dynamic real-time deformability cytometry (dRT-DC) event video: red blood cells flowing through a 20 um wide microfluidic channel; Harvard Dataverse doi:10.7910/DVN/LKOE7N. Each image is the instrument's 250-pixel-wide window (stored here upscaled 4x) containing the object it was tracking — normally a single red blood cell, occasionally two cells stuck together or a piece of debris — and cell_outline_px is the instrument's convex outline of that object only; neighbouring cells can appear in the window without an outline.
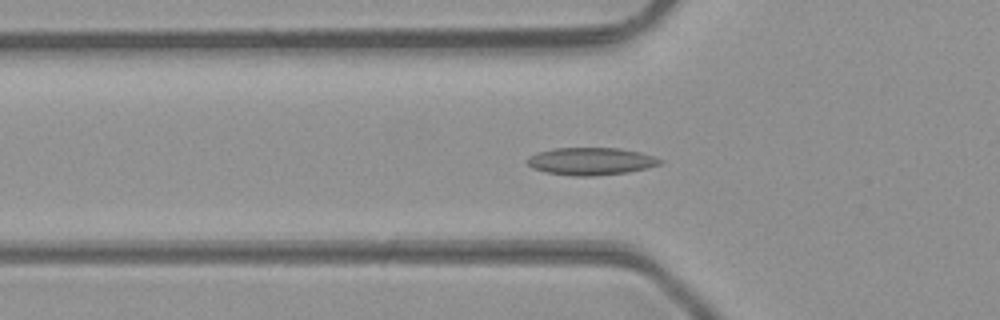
{"species": "common noctule bat (a hibernating species)", "species_latin": "Nyctalus noctula", "temperature_condition": "room temperature", "stored_images_in_passage": 44, "camera_frame_rate_fps": 3000, "um_per_image_px": 0.085, "animal": {"sex": "male", "body_mass_g": 23.1, "forearm_length_mm": 52.7}, "frame": {"image": 1, "passage_image": 12, "time_ms": 3.667, "image_size_px": [1000, 320], "cell_outline_px": [[664, 160], [660, 164], [648, 168], [628, 172], [592, 176], [572, 176], [548, 172], [532, 168], [528, 164], [528, 156], [552, 148], [620, 148], [640, 152]], "centroid_in_image_um": [50.25, 13.7], "position_along_channel_um": 75.6, "area_um2": 21.15}}
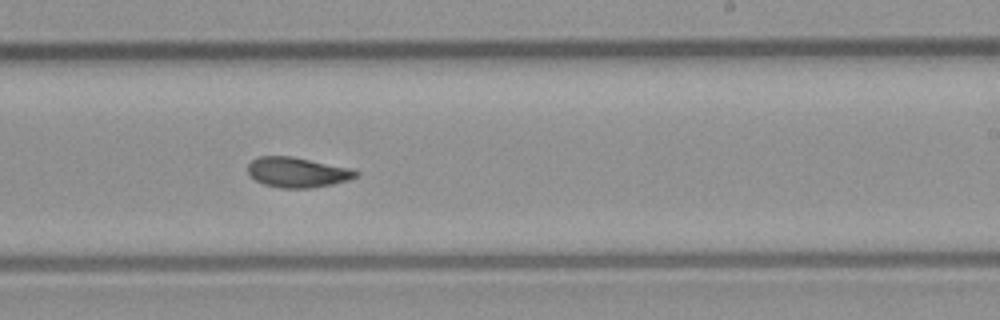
{"frame": {"image": 2, "passage_image": 25, "time_ms": 8.0, "image_size_px": [1000, 320], "cell_outline_px": [[360, 172], [356, 176], [348, 180], [332, 184], [312, 188], [280, 188], [264, 184], [256, 180], [248, 172], [248, 164], [252, 160], [260, 156], [292, 156], [348, 168]], "centroid_in_image_um": [25.25, 14.65], "position_along_channel_um": 263.7, "area_um2": 18.73}}
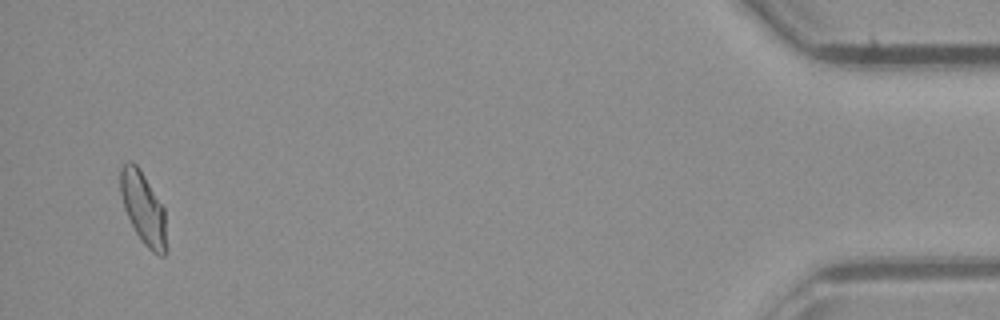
{"frame": {"image": 3, "passage_image": 42, "time_ms": 13.667, "image_size_px": [1000, 320], "cell_outline_px": [[168, 252], [164, 256], [160, 256], [152, 252], [144, 244], [136, 232], [124, 208], [120, 192], [120, 172], [124, 164], [128, 160], [132, 160], [140, 168], [164, 208]], "centroid_in_image_um": [12.21, 17.72], "position_along_channel_um": 423.0, "area_um2": 19.48}, "authors_computed_cell_mechanics": {"area_um2": 19.0451, "velocity_mm_per_s": 4.3195, "shape_relaxation_time_tau1_ms": null, "shape_relaxation_time_tau2_ms": 2.1742, "deformation_change_tau1": null, "deformation_change_tau2": 0.0795}}